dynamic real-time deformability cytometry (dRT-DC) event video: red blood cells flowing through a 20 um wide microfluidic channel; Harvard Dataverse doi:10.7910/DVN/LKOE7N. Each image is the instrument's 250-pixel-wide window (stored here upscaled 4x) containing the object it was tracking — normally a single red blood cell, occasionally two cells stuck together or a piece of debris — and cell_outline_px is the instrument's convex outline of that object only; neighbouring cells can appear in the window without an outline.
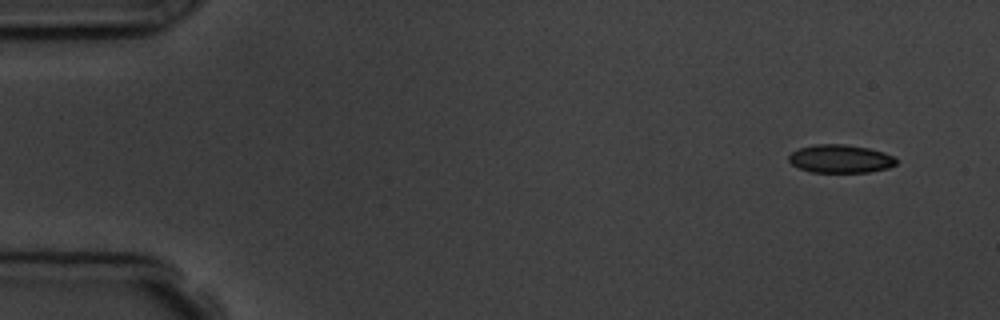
{"species": "common noctule bat (a hibernating species)", "species_latin": "Nyctalus noctula", "temperature_condition": "room temperature", "stored_images_in_passage": 8, "camera_frame_rate_fps": 3000, "um_per_image_px": 0.085, "animal": {"sex": "male", "body_mass_g": 19.5, "forearm_length_mm": 54.6}, "frame": {"image": 1, "passage_image": 1, "time_ms": 0.0, "image_size_px": [1000, 320], "cell_outline_px": [[896, 164], [888, 168], [868, 172], [812, 172], [800, 168], [792, 164], [788, 160], [788, 156], [792, 152], [800, 148], [816, 144], [844, 144], [868, 148], [884, 152], [892, 156], [896, 160]], "centroid_in_image_um": [71.43, 13.49], "position_along_channel_um": 13.6, "area_um2": 17.51}}